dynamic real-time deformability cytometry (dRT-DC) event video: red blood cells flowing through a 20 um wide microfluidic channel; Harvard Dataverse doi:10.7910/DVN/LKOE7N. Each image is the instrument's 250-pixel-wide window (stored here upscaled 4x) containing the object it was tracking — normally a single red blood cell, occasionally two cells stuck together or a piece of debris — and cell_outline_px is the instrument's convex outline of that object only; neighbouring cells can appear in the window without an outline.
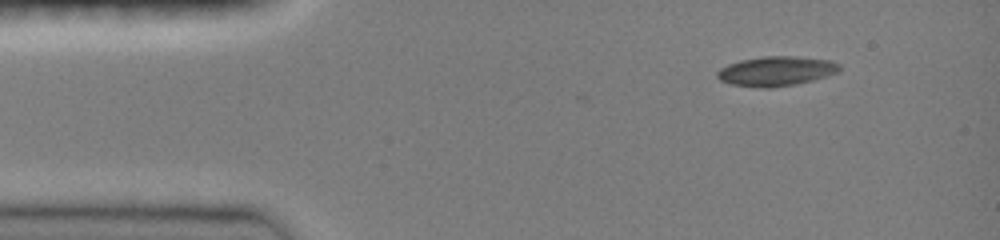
{"species": "common noctule bat (a hibernating species)", "species_latin": "Nyctalus noctula", "temperature_condition": "room temperature", "stored_images_in_passage": 43, "camera_frame_rate_fps": 3000, "um_per_image_px": 0.085, "animal": {"sex": "female", "body_mass_g": 19.0, "forearm_length_mm": 51.5}, "frame": {"image": 1, "passage_image": 1, "time_ms": 0.0, "image_size_px": [1000, 240], "cell_outline_px": [[840, 68], [836, 72], [812, 80], [796, 84], [768, 88], [760, 88], [732, 84], [720, 80], [716, 76], [716, 72], [720, 68], [728, 64], [740, 60], [764, 56], [796, 56], [832, 60], [840, 64]], "centroid_in_image_um": [65.95, 6.04], "position_along_channel_um": 19.1, "area_um2": 21.04}}
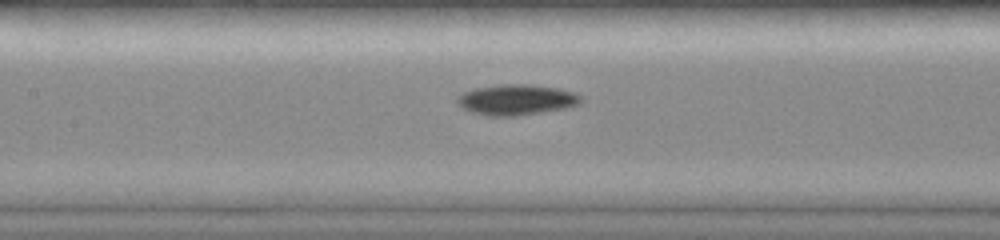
{"frame": {"image": 2, "passage_image": 17, "time_ms": 5.333, "image_size_px": [1000, 240], "cell_outline_px": [[584, 100], [580, 104], [568, 108], [516, 116], [488, 116], [472, 112], [464, 108], [456, 100], [456, 96], [464, 92], [476, 88], [504, 84], [528, 84], [556, 88], [576, 92]], "centroid_in_image_um": [43.94, 8.48], "position_along_channel_um": 163.5, "area_um2": 22.08}}
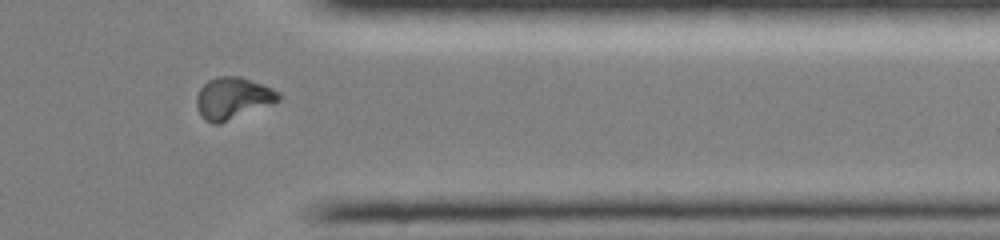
{"frame": {"image": 3, "passage_image": 34, "time_ms": 11.0, "image_size_px": [1000, 240], "cell_outline_px": [[280, 100], [272, 104], [220, 124], [212, 124], [204, 120], [200, 116], [196, 108], [196, 96], [200, 88], [208, 80], [216, 76], [240, 76], [272, 88], [280, 92]], "centroid_in_image_um": [19.76, 8.36], "position_along_channel_um": 391.6, "area_um2": 20.23}, "authors_computed_cell_mechanics": {"area_um2": 20.1722, "velocity_mm_per_s": 4.0434, "shape_relaxation_time_tau1_ms": 3.5109, "shape_relaxation_time_tau2_ms": null, "deformation_change_tau1": 0.1504, "deformation_change_tau2": null}}